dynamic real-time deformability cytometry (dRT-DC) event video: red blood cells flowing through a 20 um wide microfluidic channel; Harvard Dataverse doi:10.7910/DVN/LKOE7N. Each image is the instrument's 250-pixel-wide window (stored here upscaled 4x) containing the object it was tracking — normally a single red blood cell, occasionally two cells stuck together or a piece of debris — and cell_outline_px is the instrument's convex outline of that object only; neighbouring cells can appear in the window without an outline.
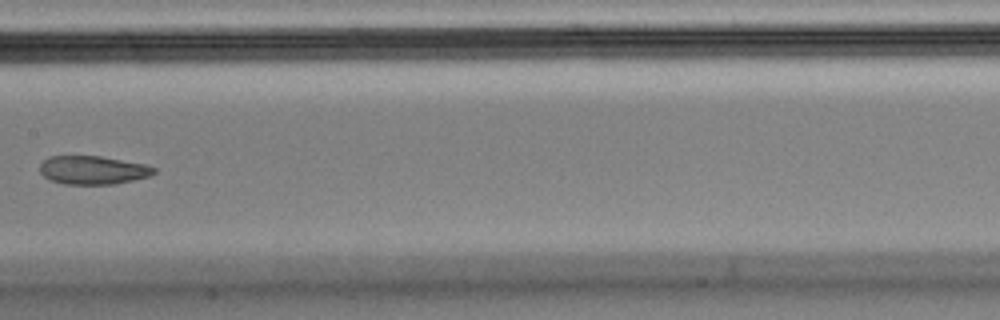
{"species": "Egyptian fruit bat (a non-hibernating species)", "species_latin": "Rousettus aegyptiacus", "temperature_condition": "cold", "stored_images_in_passage": 14, "camera_frame_rate_fps": 3000, "um_per_image_px": 0.085, "animal": {"sex": "male"}, "frame": {"image": 1, "passage_image": 7, "time_ms": 2.0, "image_size_px": [1000, 320], "cell_outline_px": [[156, 172], [148, 176], [132, 180], [112, 184], [64, 184], [52, 180], [44, 176], [40, 172], [40, 164], [48, 156], [100, 156], [144, 164], [156, 168]], "centroid_in_image_um": [7.87, 14.45], "position_along_channel_um": 199.5, "area_um2": 18.73}}
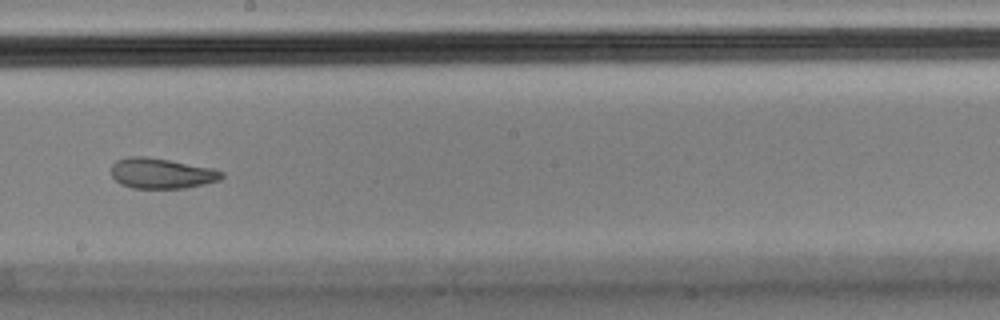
{"frame": {"image": 2, "passage_image": 8, "time_ms": 2.333, "image_size_px": [1000, 320], "cell_outline_px": [[224, 176], [220, 180], [204, 184], [184, 188], [132, 188], [120, 184], [112, 176], [112, 164], [116, 160], [128, 156], [144, 156], [168, 160], [212, 168], [224, 172]], "centroid_in_image_um": [13.72, 14.73], "position_along_channel_um": 234.5, "area_um2": 19.54}}